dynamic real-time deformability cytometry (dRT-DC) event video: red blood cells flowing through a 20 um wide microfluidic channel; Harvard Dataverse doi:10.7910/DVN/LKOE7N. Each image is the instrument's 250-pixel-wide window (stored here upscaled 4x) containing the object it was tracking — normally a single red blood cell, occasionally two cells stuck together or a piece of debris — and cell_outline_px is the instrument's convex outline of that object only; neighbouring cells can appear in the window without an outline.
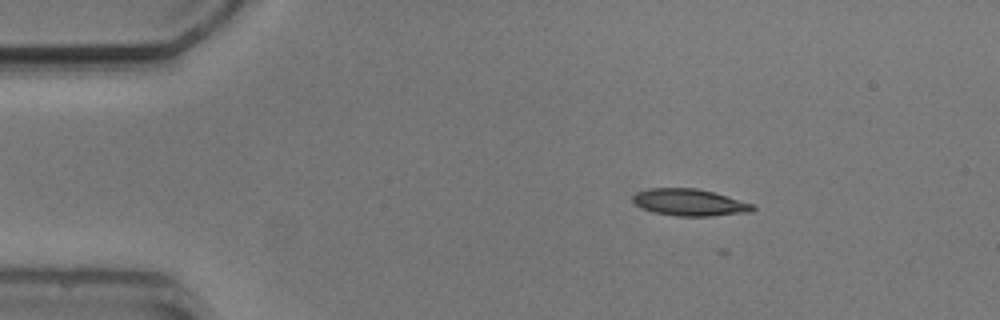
{"species": "common noctule bat (a hibernating species)", "species_latin": "Nyctalus noctula", "temperature_condition": "cold", "stored_images_in_passage": 3, "camera_frame_rate_fps": 3000, "um_per_image_px": 0.085, "animal": {"sex": "male", "body_mass_g": 20.5, "forearm_length_mm": 52.5}, "frame": {"image": 1, "passage_image": 1, "time_ms": 0.0, "image_size_px": [1000, 320], "cell_outline_px": [[756, 208], [752, 212], [712, 216], [676, 216], [652, 212], [640, 208], [632, 200], [632, 196], [636, 192], [648, 188], [696, 188], [712, 192], [756, 204]], "centroid_in_image_um": [58.62, 17.21], "position_along_channel_um": 26.4, "area_um2": 19.02}}